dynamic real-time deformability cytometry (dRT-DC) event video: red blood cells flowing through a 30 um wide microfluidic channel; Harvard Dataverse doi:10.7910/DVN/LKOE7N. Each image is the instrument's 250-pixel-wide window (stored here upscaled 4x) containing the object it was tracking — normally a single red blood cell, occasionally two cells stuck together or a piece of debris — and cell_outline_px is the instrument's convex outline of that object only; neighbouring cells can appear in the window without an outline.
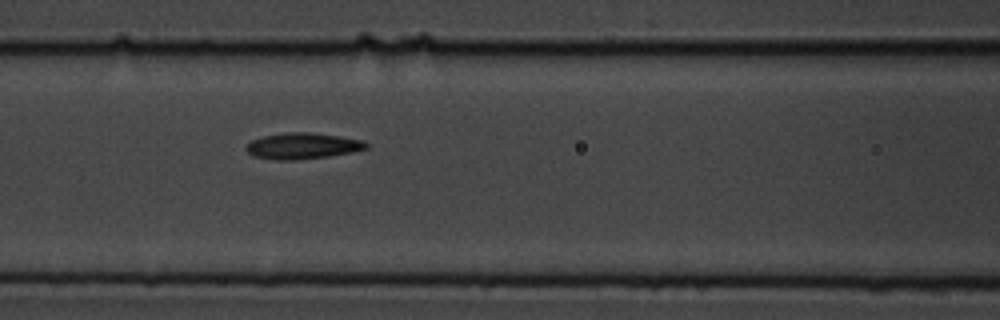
{"species": "common noctule bat (a hibernating species)", "species_latin": "Nyctalus noctula", "temperature_condition": "cold", "stored_images_in_passage": 8, "camera_frame_rate_fps": 3000, "um_per_image_px": 0.085, "animal": {"sex": "male", "body_mass_g": 19.5, "forearm_length_mm": 54.6}, "frame": {"image": 1, "passage_image": 8, "time_ms": 8.0, "image_size_px": [1000, 320], "cell_outline_px": [[368, 148], [352, 152], [328, 156], [292, 160], [276, 160], [252, 156], [244, 148], [252, 140], [264, 136], [284, 132], [308, 132], [340, 136], [364, 140], [368, 144]], "centroid_in_image_um": [25.72, 12.4], "position_along_channel_um": 140.9, "area_um2": 18.26}}